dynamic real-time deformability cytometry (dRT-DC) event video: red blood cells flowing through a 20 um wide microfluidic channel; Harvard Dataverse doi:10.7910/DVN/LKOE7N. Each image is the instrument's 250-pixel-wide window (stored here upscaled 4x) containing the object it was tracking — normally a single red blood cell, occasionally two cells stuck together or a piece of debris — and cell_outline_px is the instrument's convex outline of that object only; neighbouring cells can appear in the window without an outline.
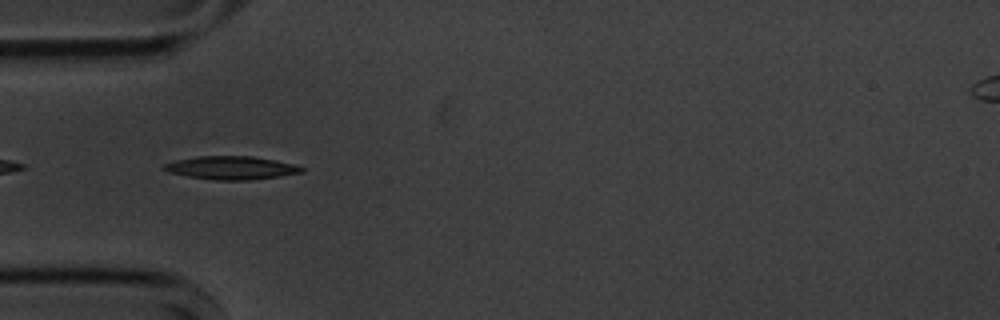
{"species": "common noctule bat (a hibernating species)", "species_latin": "Nyctalus noctula", "temperature_condition": "cold", "stored_images_in_passage": 35, "camera_frame_rate_fps": 3000, "um_per_image_px": 0.085, "animal": {"sex": "male", "body_mass_g": 20.1, "forearm_length_mm": 53.5}, "frame": {"image": 1, "passage_image": 2, "time_ms": 0.333, "image_size_px": [1000, 320], "cell_outline_px": [[304, 172], [280, 176], [248, 180], [216, 180], [188, 176], [168, 172], [160, 168], [164, 164], [176, 160], [196, 156], [252, 156], [276, 160], [296, 164], [304, 168]], "centroid_in_image_um": [19.66, 14.26], "position_along_channel_um": 65.3, "area_um2": 18.73}}
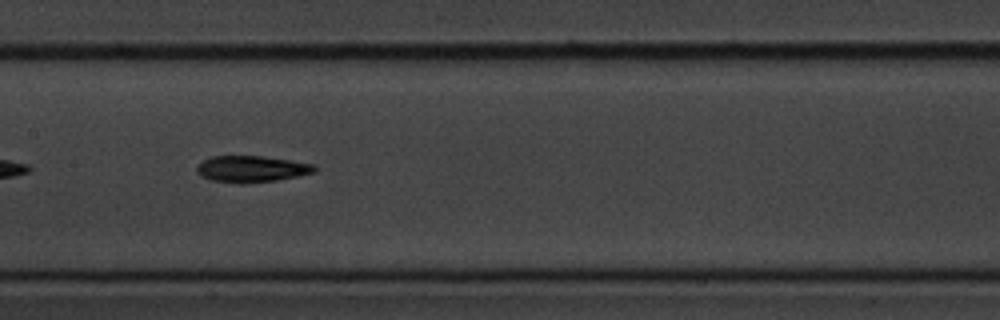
{"frame": {"image": 2, "passage_image": 12, "time_ms": 3.667, "image_size_px": [1000, 320], "cell_outline_px": [[316, 172], [276, 180], [244, 184], [240, 184], [212, 180], [200, 176], [196, 172], [196, 168], [204, 160], [212, 156], [260, 156], [316, 164]], "centroid_in_image_um": [21.37, 14.37], "position_along_channel_um": 186.0, "area_um2": 18.09}}
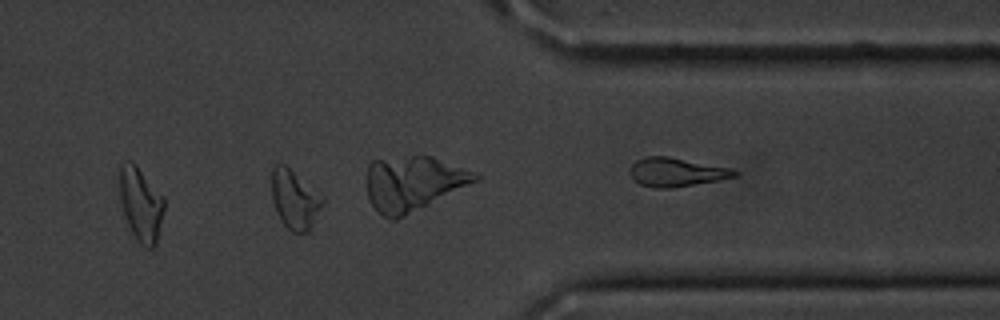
{"frame": {"image": 3, "passage_image": 26, "time_ms": 8.333, "image_size_px": [1000, 320], "cell_outline_px": [[324, 204], [308, 232], [292, 232], [280, 220], [272, 200], [272, 168], [276, 164], [284, 164], [320, 192], [324, 200]], "centroid_in_image_um": [25.06, 16.95], "position_along_channel_um": 386.3, "area_um2": 17.51}, "authors_computed_cell_mechanics": {"area_um2": 17.8602, "velocity_mm_per_s": 3.6105, "shape_relaxation_time_tau1_ms": 1.8393, "shape_relaxation_time_tau2_ms": null, "deformation_change_tau1": 0.1236, "deformation_change_tau2": null}}